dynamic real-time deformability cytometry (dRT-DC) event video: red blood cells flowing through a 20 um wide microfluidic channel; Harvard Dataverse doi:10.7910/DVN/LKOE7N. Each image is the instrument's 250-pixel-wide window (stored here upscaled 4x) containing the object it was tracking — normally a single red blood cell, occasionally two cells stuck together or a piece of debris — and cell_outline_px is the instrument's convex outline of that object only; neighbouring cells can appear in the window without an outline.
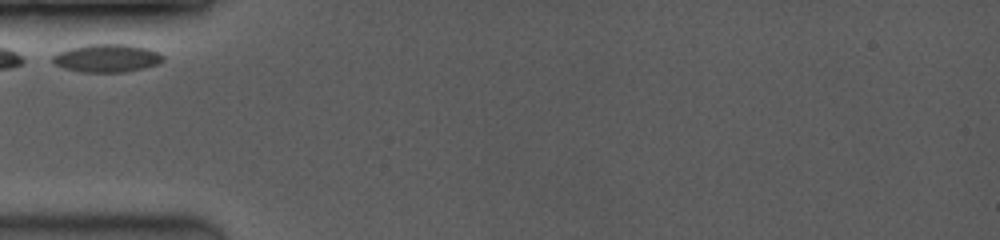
{"species": "common noctule bat (a hibernating species)", "species_latin": "Nyctalus noctula", "temperature_condition": "room temperature", "stored_images_in_passage": 17, "camera_frame_rate_fps": 3500, "um_per_image_px": 0.085, "animal": {"sex": "female", "body_mass_g": 19.0, "forearm_length_mm": 53.3}, "frame": {"image": 1, "passage_image": 1, "time_ms": 0.0, "image_size_px": [1000, 240], "cell_outline_px": [[164, 60], [156, 64], [144, 68], [124, 72], [80, 72], [64, 68], [56, 64], [52, 60], [52, 56], [60, 52], [72, 48], [88, 44], [124, 44], [148, 48], [160, 52], [164, 56]], "centroid_in_image_um": [9.13, 4.94], "position_along_channel_um": 75.9, "area_um2": 17.92}}